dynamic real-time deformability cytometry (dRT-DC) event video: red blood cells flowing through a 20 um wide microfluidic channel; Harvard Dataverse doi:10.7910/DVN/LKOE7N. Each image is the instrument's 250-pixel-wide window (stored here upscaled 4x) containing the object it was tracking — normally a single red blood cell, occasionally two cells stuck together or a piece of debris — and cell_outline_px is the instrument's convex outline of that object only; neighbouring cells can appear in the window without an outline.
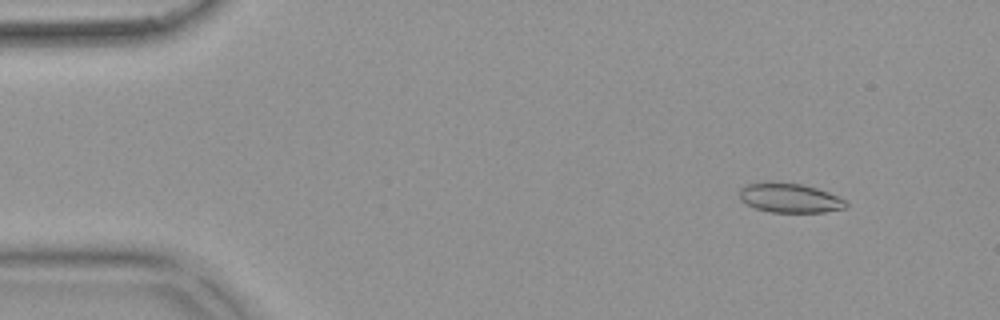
{"species": "common noctule bat (a hibernating species)", "species_latin": "Nyctalus noctula", "temperature_condition": "warm", "stored_images_in_passage": 54, "camera_frame_rate_fps": 3000, "um_per_image_px": 0.085, "animal": {"sex": "female", "body_mass_g": 18.4}, "frame": {"image": 1, "passage_image": 6, "time_ms": 1.667, "image_size_px": [1000, 320], "cell_outline_px": [[848, 204], [844, 208], [824, 212], [772, 212], [756, 208], [740, 200], [740, 188], [748, 184], [800, 184], [816, 188], [828, 192], [844, 200]], "centroid_in_image_um": [67.15, 16.86], "position_along_channel_um": 17.8, "area_um2": 17.46}}
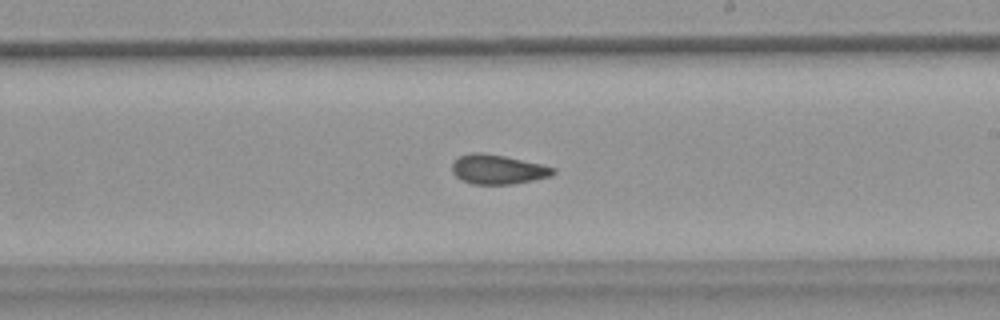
{"frame": {"image": 2, "passage_image": 32, "time_ms": 10.333, "image_size_px": [1000, 320], "cell_outline_px": [[556, 172], [552, 176], [512, 184], [472, 184], [460, 180], [452, 172], [452, 164], [460, 156], [472, 152], [484, 152], [504, 156], [540, 164], [556, 168]], "centroid_in_image_um": [42.3, 14.4], "position_along_channel_um": 246.7, "area_um2": 17.34}}
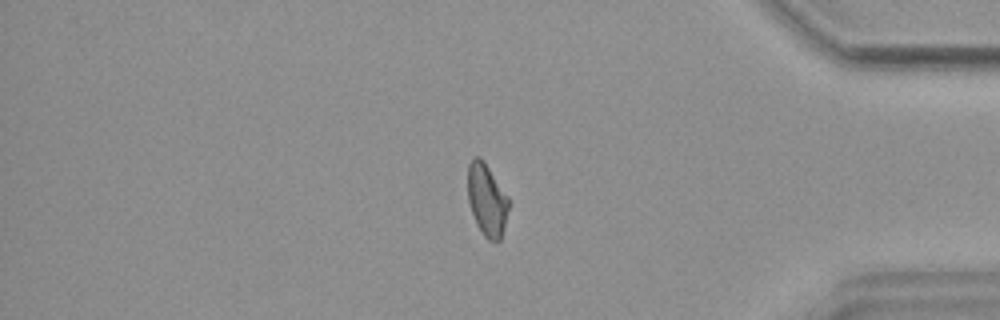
{"frame": {"image": 3, "passage_image": 46, "time_ms": 15.0, "image_size_px": [1000, 320], "cell_outline_px": [[508, 208], [500, 240], [488, 240], [484, 236], [476, 224], [468, 200], [468, 164], [476, 156], [480, 156], [484, 160], [508, 196]], "centroid_in_image_um": [41.37, 16.95], "position_along_channel_um": 393.8, "area_um2": 16.99}, "authors_computed_cell_mechanics": {"area_um2": 17.5712, "velocity_mm_per_s": 3.7435, "shape_relaxation_time_tau1_ms": null, "shape_relaxation_time_tau2_ms": 2.0431, "deformation_change_tau1": null, "deformation_change_tau2": 0.0831}}